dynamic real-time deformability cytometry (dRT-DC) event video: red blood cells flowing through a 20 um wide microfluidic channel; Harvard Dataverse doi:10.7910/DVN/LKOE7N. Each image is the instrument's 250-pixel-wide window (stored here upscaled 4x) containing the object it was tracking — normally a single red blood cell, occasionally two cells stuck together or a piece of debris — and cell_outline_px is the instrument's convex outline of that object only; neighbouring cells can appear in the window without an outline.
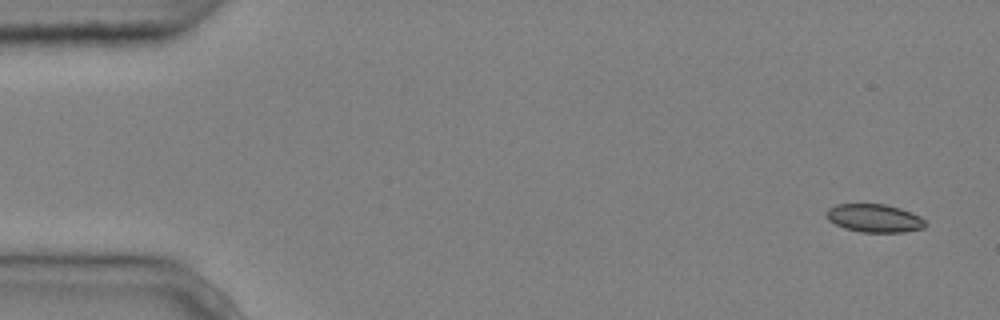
{"species": "common noctule bat (a hibernating species)", "species_latin": "Nyctalus noctula", "temperature_condition": "cold", "stored_images_in_passage": 3, "camera_frame_rate_fps": 3000, "um_per_image_px": 0.085, "animal": {"sex": "male", "body_mass_g": 20.4}, "frame": {"image": 1, "passage_image": 1, "time_ms": 0.0, "image_size_px": [1000, 320], "cell_outline_px": [[928, 224], [924, 228], [904, 232], [860, 232], [844, 228], [828, 220], [828, 208], [836, 204], [884, 204], [900, 208], [920, 216]], "centroid_in_image_um": [74.35, 18.55], "position_along_channel_um": 10.6, "area_um2": 16.18}}